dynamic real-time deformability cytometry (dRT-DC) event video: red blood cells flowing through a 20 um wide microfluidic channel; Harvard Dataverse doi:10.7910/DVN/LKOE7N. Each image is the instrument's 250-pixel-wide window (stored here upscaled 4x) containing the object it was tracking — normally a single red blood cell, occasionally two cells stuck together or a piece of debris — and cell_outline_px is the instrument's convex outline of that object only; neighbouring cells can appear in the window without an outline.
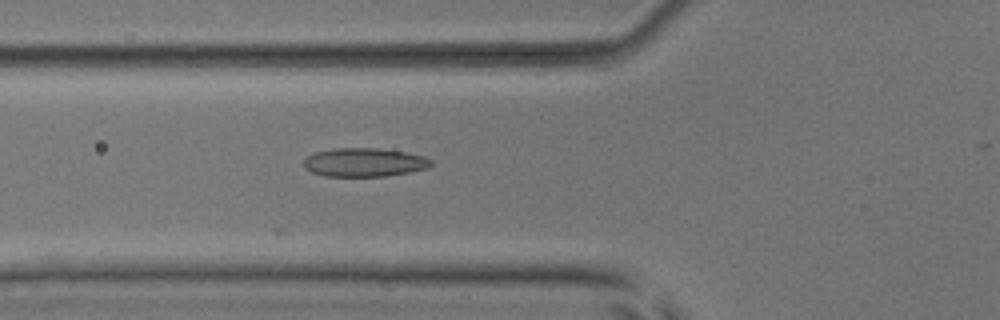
{"species": "common noctule bat (a hibernating species)", "species_latin": "Nyctalus noctula", "temperature_condition": "room temperature", "stored_images_in_passage": 29, "camera_frame_rate_fps": 3000, "um_per_image_px": 0.085, "animal": {"sex": "male", "body_mass_g": 17.9, "forearm_length_mm": 54.2}, "frame": {"image": 1, "passage_image": 3, "time_ms": 0.667, "image_size_px": [1000, 320], "cell_outline_px": [[432, 164], [428, 168], [408, 172], [384, 176], [324, 176], [312, 172], [304, 168], [304, 160], [312, 152], [332, 148], [380, 148], [408, 152], [424, 156], [432, 160]], "centroid_in_image_um": [30.95, 13.78], "position_along_channel_um": 94.8, "area_um2": 21.44}}
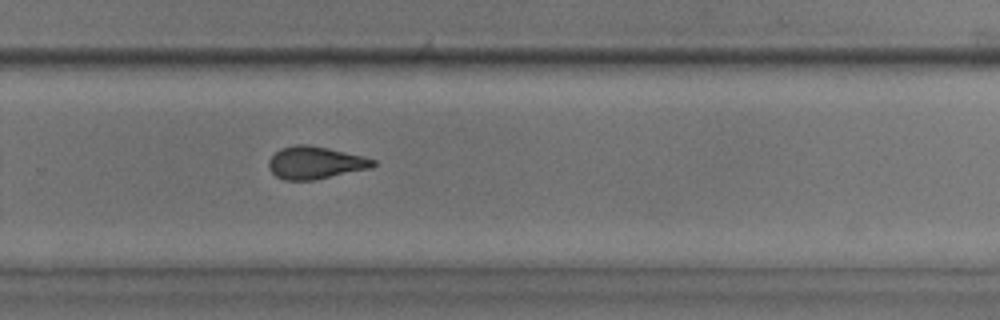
{"frame": {"image": 2, "passage_image": 19, "time_ms": 6.0, "image_size_px": [1000, 320], "cell_outline_px": [[376, 164], [372, 168], [312, 180], [284, 180], [276, 176], [268, 168], [268, 160], [280, 148], [296, 144], [308, 144], [328, 148], [364, 156], [376, 160]], "centroid_in_image_um": [26.79, 13.82], "position_along_channel_um": 303.0, "area_um2": 19.83}}
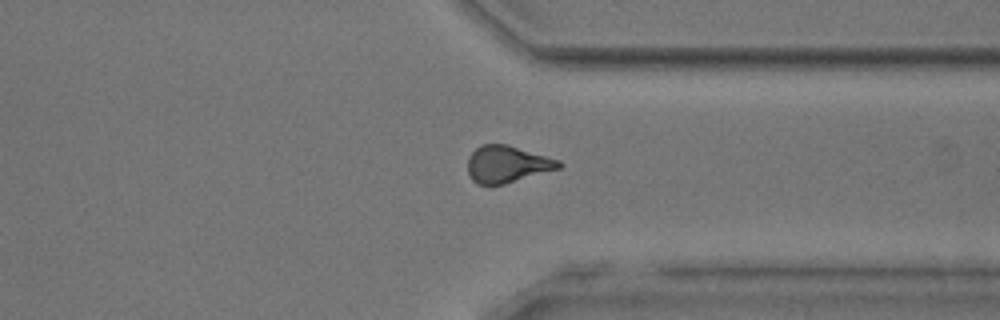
{"frame": {"image": 3, "passage_image": 24, "time_ms": 7.667, "image_size_px": [1000, 320], "cell_outline_px": [[564, 164], [560, 168], [504, 184], [476, 184], [472, 180], [468, 172], [468, 156], [480, 144], [508, 144], [560, 160]], "centroid_in_image_um": [43.11, 13.94], "position_along_channel_um": 368.3, "area_um2": 19.65}}